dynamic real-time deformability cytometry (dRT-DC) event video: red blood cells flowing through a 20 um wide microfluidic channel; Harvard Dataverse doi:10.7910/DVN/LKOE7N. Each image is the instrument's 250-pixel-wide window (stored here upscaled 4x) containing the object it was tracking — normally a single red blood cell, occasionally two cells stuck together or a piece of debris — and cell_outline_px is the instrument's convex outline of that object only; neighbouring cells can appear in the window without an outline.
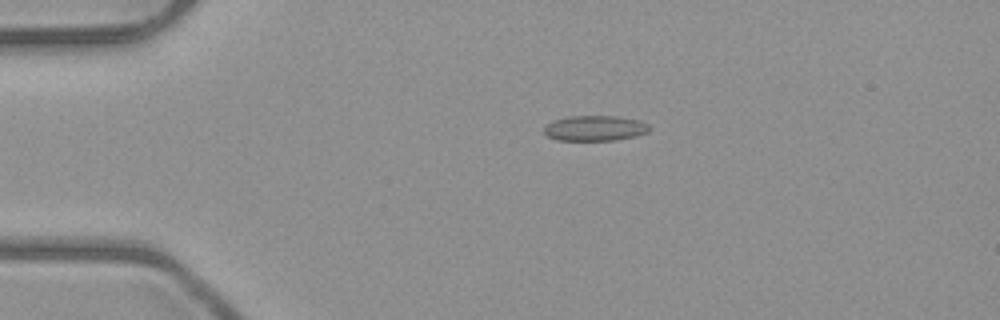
{"species": "common noctule bat (a hibernating species)", "species_latin": "Nyctalus noctula", "temperature_condition": "room temperature", "stored_images_in_passage": 2, "camera_frame_rate_fps": 3000, "um_per_image_px": 0.085, "animal": {"sex": "male", "body_mass_g": 23.1, "forearm_length_mm": 52.7}, "frame": {"image": 1, "passage_image": 1, "time_ms": 0.0, "image_size_px": [1000, 320], "cell_outline_px": [[648, 132], [636, 136], [616, 140], [556, 140], [548, 136], [544, 132], [544, 128], [552, 120], [568, 116], [616, 116], [640, 120], [648, 124]], "centroid_in_image_um": [50.56, 10.89], "position_along_channel_um": 34.4, "area_um2": 15.55}}